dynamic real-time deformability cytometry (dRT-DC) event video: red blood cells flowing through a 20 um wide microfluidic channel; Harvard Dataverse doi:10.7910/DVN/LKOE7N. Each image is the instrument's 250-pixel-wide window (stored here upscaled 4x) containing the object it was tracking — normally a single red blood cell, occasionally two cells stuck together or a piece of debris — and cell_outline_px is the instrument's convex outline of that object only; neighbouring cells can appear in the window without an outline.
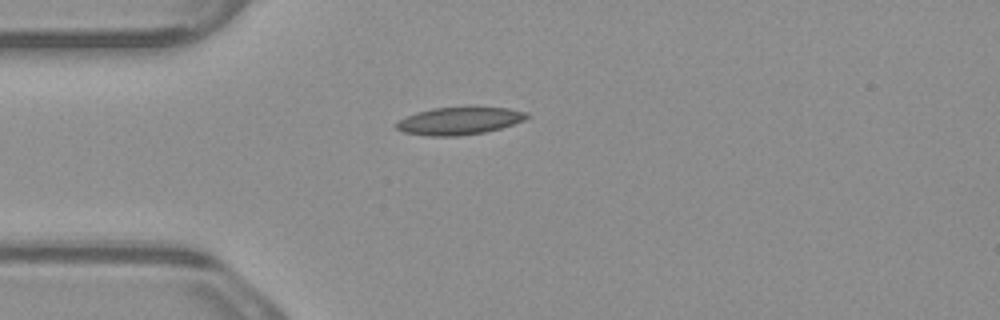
{"species": "common noctule bat (a hibernating species)", "species_latin": "Nyctalus noctula", "temperature_condition": "warm", "stored_images_in_passage": 2, "camera_frame_rate_fps": 3000, "um_per_image_px": 0.085, "animal": {"sex": "male", "body_mass_g": 23.1, "forearm_length_mm": 52.7}, "frame": {"image": 1, "passage_image": 2, "time_ms": 0.333, "image_size_px": [1000, 320], "cell_outline_px": [[528, 116], [524, 120], [500, 128], [484, 132], [460, 136], [428, 136], [404, 132], [396, 128], [396, 124], [400, 120], [416, 112], [432, 108], [508, 108], [528, 112]], "centroid_in_image_um": [39.03, 10.28], "position_along_channel_um": 46.0, "area_um2": 20.52}}